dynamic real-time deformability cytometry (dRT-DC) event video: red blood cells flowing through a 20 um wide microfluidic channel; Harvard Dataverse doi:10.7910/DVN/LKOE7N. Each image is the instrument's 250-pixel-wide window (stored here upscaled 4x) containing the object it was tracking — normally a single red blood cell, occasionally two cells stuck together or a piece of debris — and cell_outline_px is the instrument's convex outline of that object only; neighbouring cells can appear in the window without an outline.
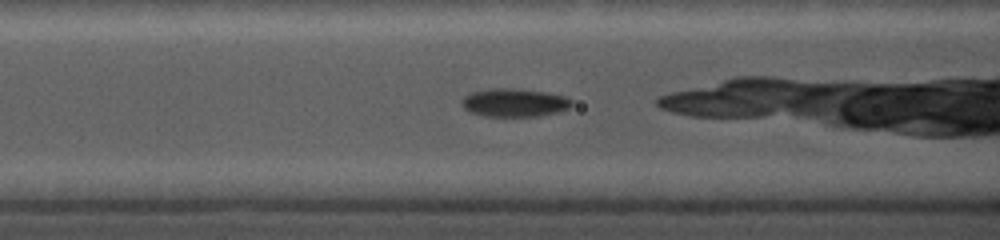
{"species": "common noctule bat (a hibernating species)", "species_latin": "Nyctalus noctula", "temperature_condition": "cold", "stored_images_in_passage": 31, "camera_frame_rate_fps": 5000, "um_per_image_px": 0.085, "animal": {"sex": "female", "body_mass_g": 19.0, "forearm_length_mm": 56.7}, "frame": {"image": 1, "passage_image": 3, "time_ms": 1.2, "image_size_px": [1000, 240], "cell_outline_px": [[572, 104], [568, 108], [560, 112], [540, 116], [484, 116], [468, 112], [460, 104], [460, 100], [464, 96], [472, 92], [492, 88], [512, 88], [548, 92], [564, 96], [572, 100]], "centroid_in_image_um": [43.7, 8.73], "position_along_channel_um": 122.9, "area_um2": 18.32}}
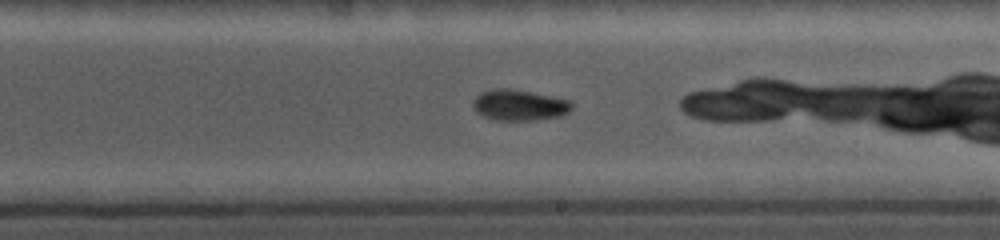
{"frame": {"image": 2, "passage_image": 9, "time_ms": 4.4, "image_size_px": [1000, 240], "cell_outline_px": [[572, 108], [568, 112], [560, 116], [536, 120], [496, 120], [484, 116], [476, 112], [472, 104], [472, 100], [480, 92], [492, 88], [508, 88], [532, 92], [572, 100]], "centroid_in_image_um": [44.13, 8.92], "position_along_channel_um": 244.9, "area_um2": 17.98}}
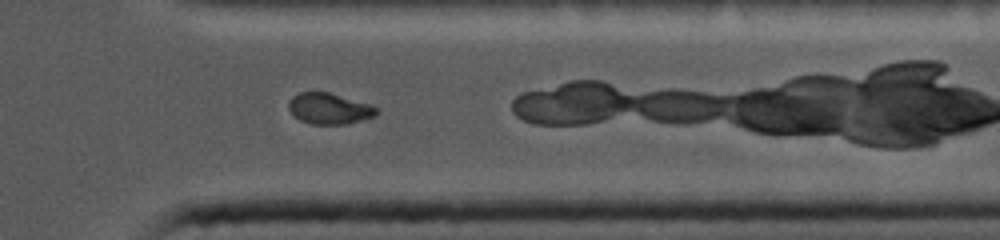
{"frame": {"image": 3, "passage_image": 20, "time_ms": 8.0, "image_size_px": [1000, 240], "cell_outline_px": [[380, 112], [376, 116], [348, 124], [312, 124], [300, 120], [288, 108], [288, 100], [292, 96], [300, 92], [328, 92], [372, 104]], "centroid_in_image_um": [28.02, 9.23], "position_along_channel_um": 383.4, "area_um2": 16.01}}